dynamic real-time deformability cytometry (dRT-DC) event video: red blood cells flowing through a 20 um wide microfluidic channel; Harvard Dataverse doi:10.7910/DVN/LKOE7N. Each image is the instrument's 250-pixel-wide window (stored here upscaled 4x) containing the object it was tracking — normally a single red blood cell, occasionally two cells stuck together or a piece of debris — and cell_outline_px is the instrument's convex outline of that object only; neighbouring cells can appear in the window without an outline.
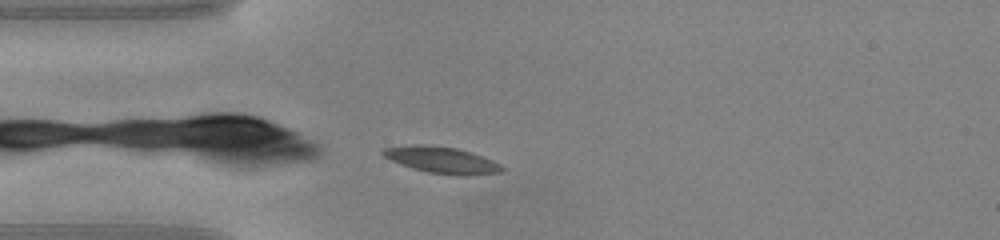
{"species": "common noctule bat (a hibernating species)", "species_latin": "Nyctalus noctula", "temperature_condition": "warm", "stored_images_in_passage": 39, "camera_frame_rate_fps": 3000, "um_per_image_px": 0.085, "animal": {"sex": "male", "body_mass_g": 20.0, "forearm_length_mm": 53.3}, "frame": {"image": 1, "passage_image": 1, "time_ms": 0.0, "image_size_px": [1000, 240], "cell_outline_px": [[504, 168], [500, 172], [428, 172], [412, 168], [400, 164], [384, 156], [380, 152], [384, 148], [416, 144], [420, 144], [456, 148], [492, 160]], "centroid_in_image_um": [37.39, 13.53], "position_along_channel_um": 47.6, "area_um2": 16.88}}
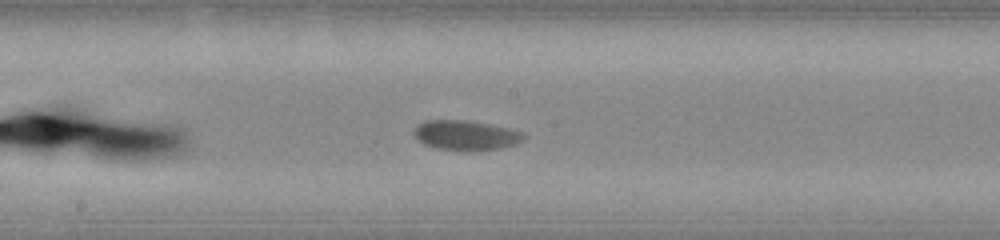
{"frame": {"image": 2, "passage_image": 14, "time_ms": 4.333, "image_size_px": [1000, 240], "cell_outline_px": [[528, 136], [512, 144], [500, 148], [472, 152], [436, 148], [424, 144], [416, 140], [412, 132], [424, 120], [468, 120], [488, 124], [524, 132]], "centroid_in_image_um": [39.55, 11.51], "position_along_channel_um": 208.6, "area_um2": 19.13}}
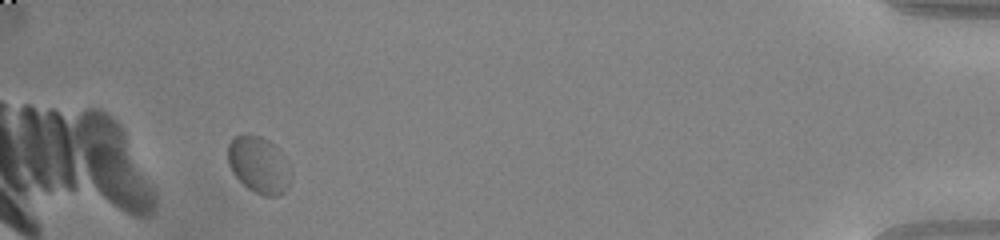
{"frame": {"image": 3, "passage_image": 35, "time_ms": 11.333, "image_size_px": [1000, 240], "cell_outline_px": [[288, 188], [284, 192], [276, 196], [264, 196], [248, 188], [232, 172], [228, 164], [228, 144], [232, 136], [240, 132], [248, 132], [260, 136], [268, 140], [272, 144], [288, 184]], "centroid_in_image_um": [21.8, 13.96], "position_along_channel_um": 413.4, "area_um2": 19.48}, "authors_computed_cell_mechanics": {"area_um2": 18.1492, "velocity_mm_per_s": 3.9483, "shape_relaxation_time_tau1_ms": 1.5712, "shape_relaxation_time_tau2_ms": null, "deformation_change_tau1": 0.0586, "deformation_change_tau2": null}}